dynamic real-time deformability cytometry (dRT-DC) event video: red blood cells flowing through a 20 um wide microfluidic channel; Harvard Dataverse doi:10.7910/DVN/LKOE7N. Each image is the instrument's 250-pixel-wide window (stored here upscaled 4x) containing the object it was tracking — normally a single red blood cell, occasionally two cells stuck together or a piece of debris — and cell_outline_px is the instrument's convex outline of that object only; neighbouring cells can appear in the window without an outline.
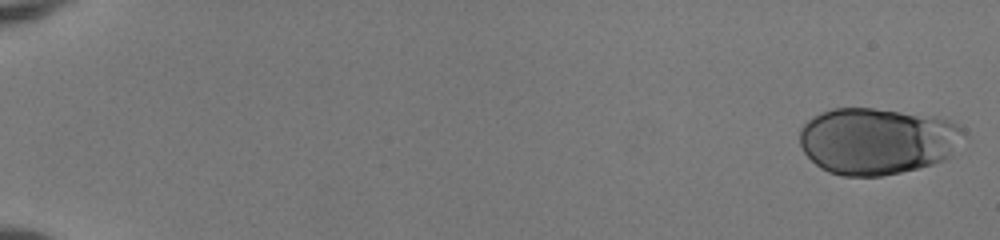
{"species": "human", "species_latin": "Homo sapiens", "temperature_condition": "room temperature", "stored_images_in_passage": 51, "camera_frame_rate_fps": 3000, "um_per_image_px": 0.085, "donor": {"sex": "female"}, "frame": {"image": 1, "passage_image": 1, "time_ms": 0.0, "image_size_px": [1000, 240], "cell_outline_px": [[968, 136], [952, 156], [944, 160], [932, 164], [900, 172], [880, 176], [840, 176], [828, 172], [820, 168], [804, 152], [800, 144], [800, 128], [812, 116], [820, 112], [832, 108], [872, 108], [936, 116], [948, 120], [964, 128]], "centroid_in_image_um": [74.61, 11.98], "position_along_channel_um": 10.4, "area_um2": 64.5}}
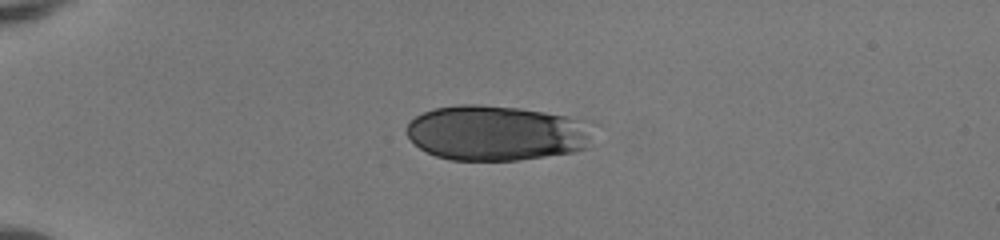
{"frame": {"image": 2, "passage_image": 14, "time_ms": 4.333, "image_size_px": [1000, 240], "cell_outline_px": [[600, 124], [588, 148], [572, 152], [516, 160], [452, 160], [436, 156], [420, 148], [408, 136], [408, 124], [416, 116], [432, 108], [460, 104], [476, 104], [520, 108], [592, 120]], "centroid_in_image_um": [42.35, 11.29], "position_along_channel_um": 42.6, "area_um2": 60.98}}